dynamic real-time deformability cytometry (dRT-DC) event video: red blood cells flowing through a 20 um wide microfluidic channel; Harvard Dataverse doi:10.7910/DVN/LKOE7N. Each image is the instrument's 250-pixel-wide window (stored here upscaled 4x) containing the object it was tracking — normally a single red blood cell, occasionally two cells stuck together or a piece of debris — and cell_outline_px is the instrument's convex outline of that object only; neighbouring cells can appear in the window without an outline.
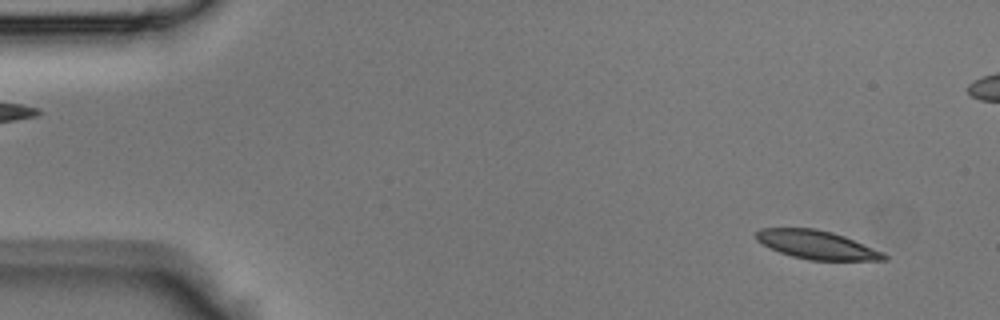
{"species": "Egyptian fruit bat (a non-hibernating species)", "species_latin": "Rousettus aegyptiacus", "temperature_condition": "room temperature", "stored_images_in_passage": 44, "camera_frame_rate_fps": 3000, "um_per_image_px": 0.085, "animal": {"sex": "male"}, "frame": {"image": 1, "passage_image": 3, "time_ms": 0.667, "image_size_px": [1000, 320], "cell_outline_px": [[888, 260], [808, 260], [792, 256], [780, 252], [756, 240], [756, 232], [760, 228], [816, 228], [832, 232], [844, 236], [884, 252], [888, 256]], "centroid_in_image_um": [69.45, 20.81], "position_along_channel_um": 15.5, "area_um2": 21.15}}
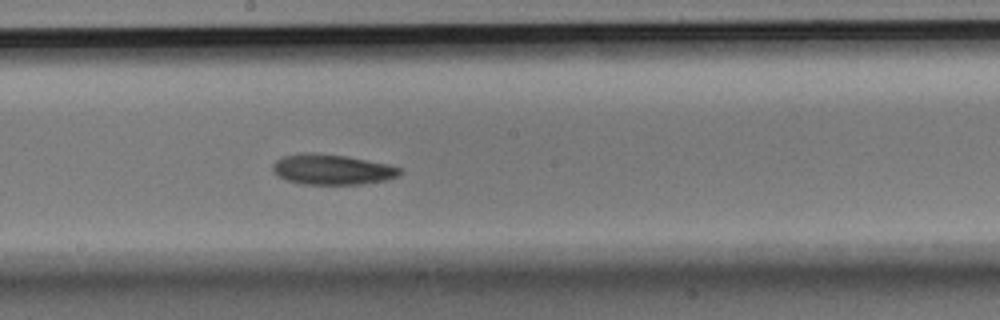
{"frame": {"image": 2, "passage_image": 23, "time_ms": 7.333, "image_size_px": [1000, 320], "cell_outline_px": [[400, 176], [388, 180], [360, 184], [300, 184], [288, 180], [272, 172], [272, 164], [276, 160], [284, 156], [304, 152], [312, 152], [344, 156], [388, 164], [400, 168]], "centroid_in_image_um": [28.21, 14.41], "position_along_channel_um": 220.0, "area_um2": 22.43}}
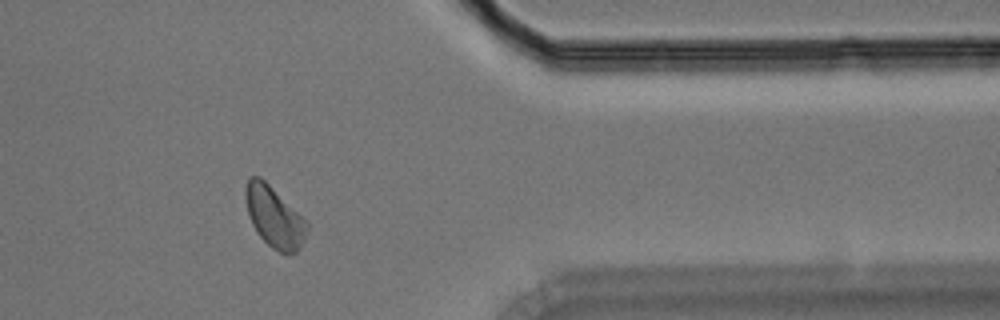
{"frame": {"image": 3, "passage_image": 35, "time_ms": 11.333, "image_size_px": [1000, 320], "cell_outline_px": [[308, 228], [304, 240], [296, 252], [288, 256], [284, 256], [272, 248], [260, 236], [252, 224], [248, 212], [244, 196], [244, 188], [248, 176], [260, 176], [308, 220]], "centroid_in_image_um": [23.33, 18.44], "position_along_channel_um": 388.1, "area_um2": 22.2}}